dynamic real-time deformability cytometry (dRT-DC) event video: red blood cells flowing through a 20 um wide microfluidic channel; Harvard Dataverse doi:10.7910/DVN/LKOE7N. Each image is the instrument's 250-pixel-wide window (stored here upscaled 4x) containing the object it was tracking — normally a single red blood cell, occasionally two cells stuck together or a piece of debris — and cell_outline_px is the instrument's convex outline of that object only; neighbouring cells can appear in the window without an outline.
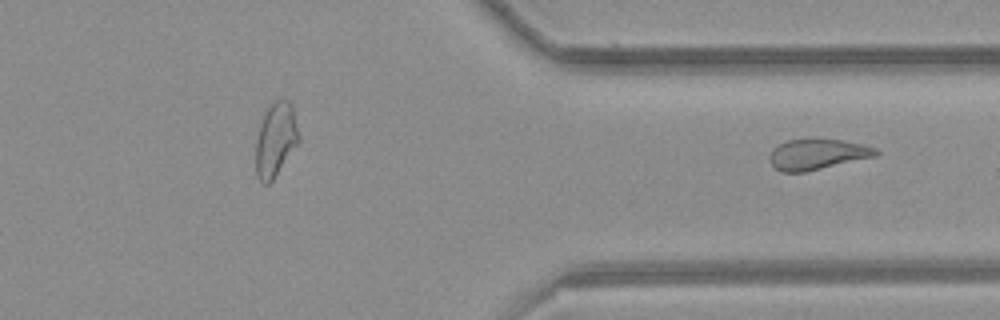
{"species": "common noctule bat (a hibernating species)", "species_latin": "Nyctalus noctula", "temperature_condition": "room temperature", "stored_images_in_passage": 35, "segment_of_instrument_passage": [2, 2], "camera_frame_rate_fps": 3000, "um_per_image_px": 0.085, "animal": {"sex": "female", "body_mass_g": 21.9}, "frame": {"image": 1, "passage_image": 35, "time_ms": 11.333, "image_size_px": [1000, 320], "cell_outline_px": [[880, 152], [876, 156], [804, 172], [780, 172], [772, 164], [772, 152], [780, 144], [788, 140], [812, 136], [816, 136], [840, 140], [860, 144], [876, 148]], "centroid_in_image_um": [69.51, 13.07], "position_along_channel_um": 341.9, "area_um2": 19.02}}